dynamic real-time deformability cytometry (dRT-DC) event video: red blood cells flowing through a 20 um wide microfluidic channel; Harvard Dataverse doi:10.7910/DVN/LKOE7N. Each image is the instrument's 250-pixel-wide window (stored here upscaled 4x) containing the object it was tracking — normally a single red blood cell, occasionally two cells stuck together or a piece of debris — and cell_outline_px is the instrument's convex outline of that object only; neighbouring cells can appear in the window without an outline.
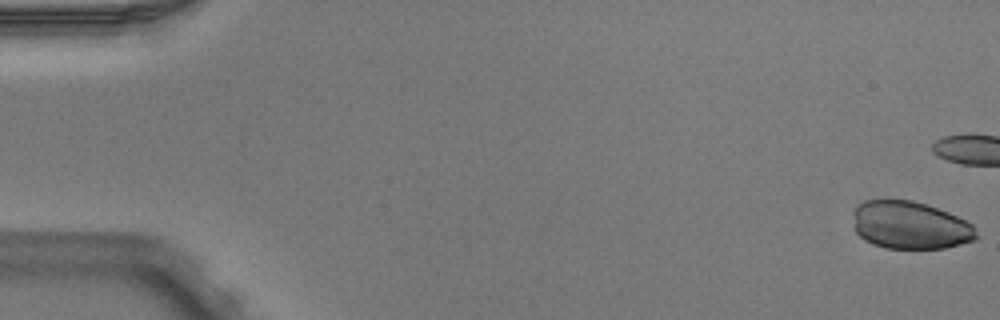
{"species": "Egyptian fruit bat (a non-hibernating species)", "species_latin": "Rousettus aegyptiacus", "temperature_condition": "warm", "stored_images_in_passage": 3, "camera_frame_rate_fps": 3000, "um_per_image_px": 0.085, "animal": {"sex": "male"}, "frame": {"image": 1, "passage_image": 1, "time_ms": 0.0, "image_size_px": [1000, 320], "cell_outline_px": [[976, 240], [944, 248], [884, 248], [872, 244], [864, 240], [856, 232], [856, 208], [864, 200], [912, 200], [948, 212], [972, 224], [976, 236]], "centroid_in_image_um": [77.37, 19.16], "position_along_channel_um": 7.6, "area_um2": 33.7}}